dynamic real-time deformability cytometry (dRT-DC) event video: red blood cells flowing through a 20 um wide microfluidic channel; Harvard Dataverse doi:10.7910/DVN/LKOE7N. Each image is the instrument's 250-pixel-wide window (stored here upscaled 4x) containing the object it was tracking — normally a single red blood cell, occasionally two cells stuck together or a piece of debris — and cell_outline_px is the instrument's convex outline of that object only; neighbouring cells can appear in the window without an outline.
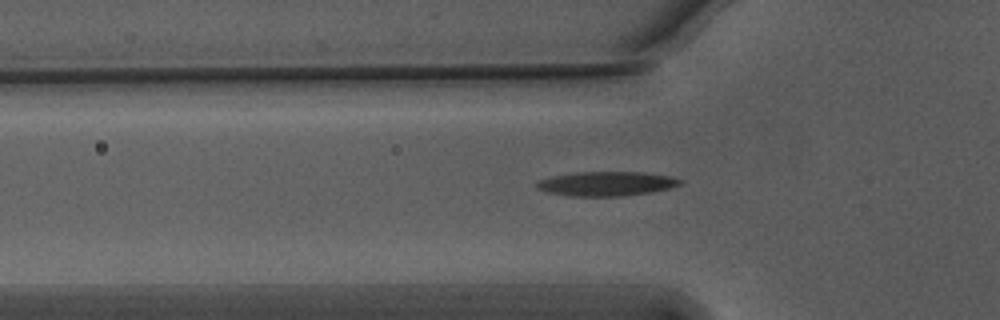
{"species": "Egyptian fruit bat (a non-hibernating species)", "species_latin": "Rousettus aegyptiacus", "temperature_condition": "warm", "stored_images_in_passage": 41, "camera_frame_rate_fps": 3000, "um_per_image_px": 0.085, "animal": {"sex": "male"}, "frame": {"image": 1, "passage_image": 4, "time_ms": 1.0, "image_size_px": [1000, 320], "cell_outline_px": [[684, 180], [680, 184], [668, 188], [648, 192], [624, 196], [568, 196], [548, 192], [536, 188], [536, 184], [540, 180], [552, 176], [576, 172], [640, 172], [668, 176]], "centroid_in_image_um": [51.51, 15.61], "position_along_channel_um": 74.3, "area_um2": 20.11}}
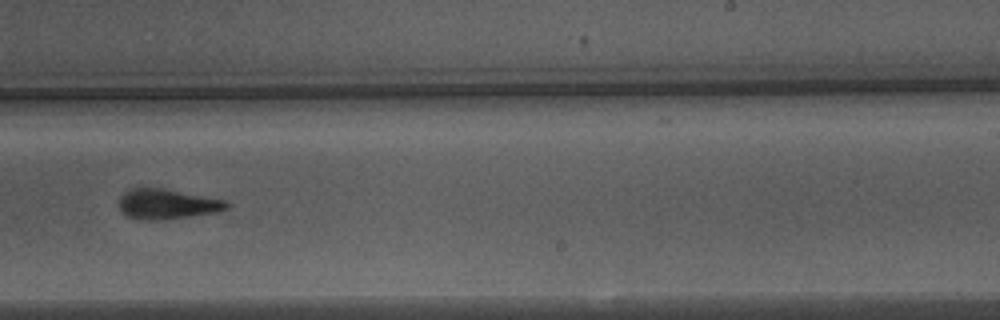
{"frame": {"image": 2, "passage_image": 20, "time_ms": 6.333, "image_size_px": [1000, 320], "cell_outline_px": [[232, 204], [228, 208], [216, 212], [160, 220], [136, 220], [128, 216], [116, 204], [120, 196], [128, 188], [164, 188], [224, 200]], "centroid_in_image_um": [14.15, 17.34], "position_along_channel_um": 274.8, "area_um2": 18.96}}
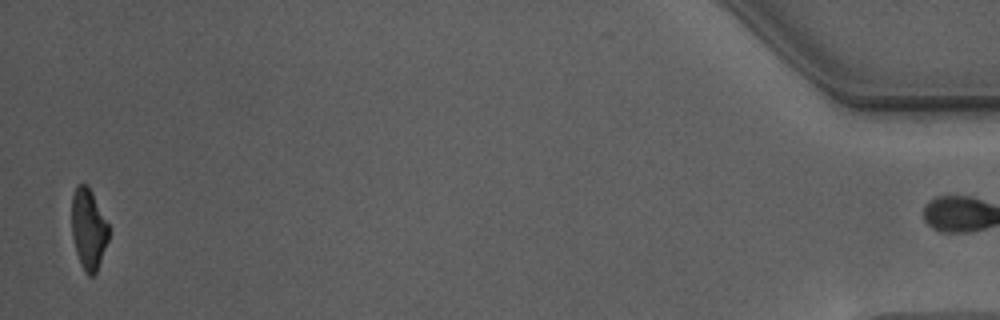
{"frame": {"image": 3, "passage_image": 40, "time_ms": 13.0, "image_size_px": [1000, 320], "cell_outline_px": [[108, 240], [96, 272], [92, 276], [88, 276], [84, 272], [80, 264], [76, 252], [72, 236], [72, 192], [76, 184], [88, 184], [108, 224]], "centroid_in_image_um": [7.5, 19.45], "position_along_channel_um": 427.7, "area_um2": 17.4}, "authors_computed_cell_mechanics": {"area_um2": 19.1318, "velocity_mm_per_s": 3.7506, "shape_relaxation_time_tau1_ms": 6.2508, "shape_relaxation_time_tau2_ms": 3.3361, "deformation_change_tau1": 0.2143, "deformation_change_tau2": 0.1308}}